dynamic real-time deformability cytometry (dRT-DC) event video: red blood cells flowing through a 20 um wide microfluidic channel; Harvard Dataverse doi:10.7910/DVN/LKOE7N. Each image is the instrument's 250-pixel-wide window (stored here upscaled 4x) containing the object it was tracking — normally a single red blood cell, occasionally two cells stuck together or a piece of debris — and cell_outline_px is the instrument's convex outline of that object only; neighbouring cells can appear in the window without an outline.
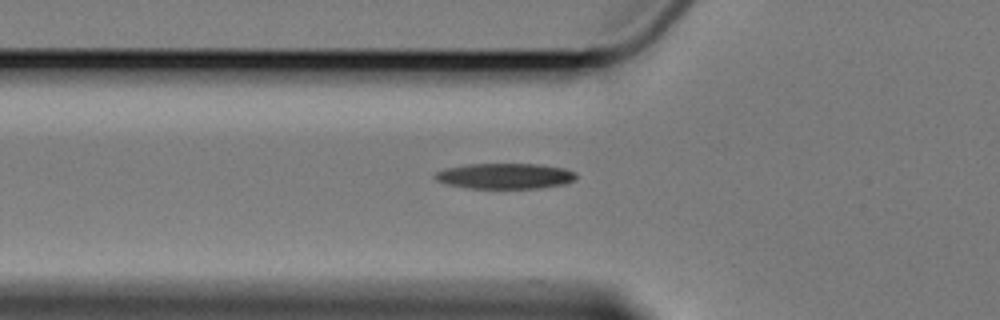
{"species": "Egyptian fruit bat (a non-hibernating species)", "species_latin": "Rousettus aegyptiacus", "temperature_condition": "cold", "stored_images_in_passage": 6, "camera_frame_rate_fps": 3000, "um_per_image_px": 0.085, "animal": {"sex": "female"}, "frame": {"image": 1, "passage_image": 6, "time_ms": 7.0, "image_size_px": [1000, 320], "cell_outline_px": [[576, 180], [564, 184], [540, 188], [468, 188], [448, 184], [436, 180], [432, 176], [436, 172], [444, 168], [464, 164], [536, 164], [564, 168], [572, 172], [576, 176]], "centroid_in_image_um": [42.88, 14.96], "position_along_channel_um": 82.9, "area_um2": 21.04}}